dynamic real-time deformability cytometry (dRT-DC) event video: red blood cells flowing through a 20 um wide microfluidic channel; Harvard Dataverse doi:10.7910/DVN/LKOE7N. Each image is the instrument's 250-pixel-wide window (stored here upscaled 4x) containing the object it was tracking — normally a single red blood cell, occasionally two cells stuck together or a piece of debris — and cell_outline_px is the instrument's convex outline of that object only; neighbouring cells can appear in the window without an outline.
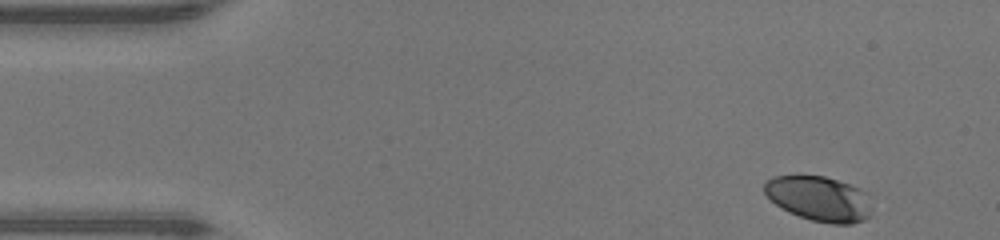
{"species": "human", "species_latin": "Homo sapiens", "temperature_condition": "warm", "stored_images_in_passage": 45, "camera_frame_rate_fps": 3000, "um_per_image_px": 0.085, "donor": {"sex": "male"}, "frame": {"image": 1, "passage_image": 1, "time_ms": 0.0, "image_size_px": [1000, 240], "cell_outline_px": [[868, 216], [864, 220], [852, 224], [832, 224], [812, 220], [788, 212], [776, 204], [764, 192], [764, 184], [772, 176], [796, 172], [824, 176], [860, 188], [868, 192]], "centroid_in_image_um": [69.57, 16.83], "position_along_channel_um": 15.4, "area_um2": 28.55}}
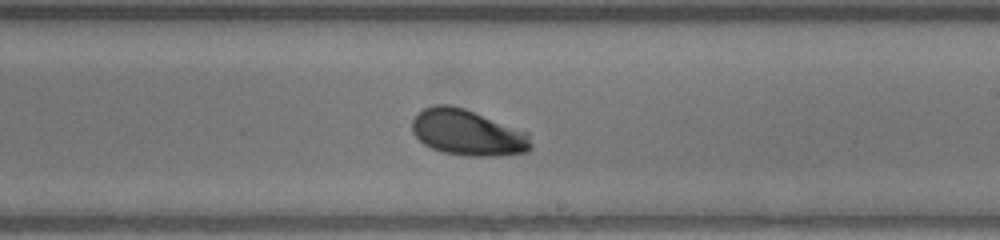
{"frame": {"image": 2, "passage_image": 25, "time_ms": 8.0, "image_size_px": [1000, 240], "cell_outline_px": [[532, 148], [528, 152], [496, 156], [464, 156], [444, 152], [432, 148], [424, 144], [412, 132], [412, 120], [424, 108], [436, 104], [448, 104], [464, 108], [528, 132], [532, 144]], "centroid_in_image_um": [39.77, 11.28], "position_along_channel_um": 249.2, "area_um2": 31.85}}
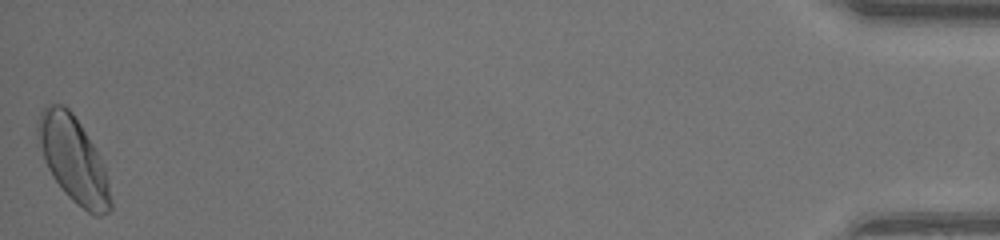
{"frame": {"image": 3, "passage_image": 45, "time_ms": 14.667, "image_size_px": [1000, 240], "cell_outline_px": [[112, 208], [108, 212], [100, 216], [96, 216], [88, 212], [72, 200], [64, 192], [52, 176], [44, 160], [36, 136], [36, 120], [40, 112], [48, 104], [64, 104], [72, 112], [80, 124], [92, 144], [104, 168], [108, 184], [112, 204]], "centroid_in_image_um": [6.19, 13.54], "position_along_channel_um": 429.0, "area_um2": 35.89}, "authors_computed_cell_mechanics": {"area_um2": 30.8074, "velocity_mm_per_s": 4.2902, "shape_relaxation_time_tau1_ms": 2.8214, "shape_relaxation_time_tau2_ms": null, "deformation_change_tau1": 0.1279, "deformation_change_tau2": null}}